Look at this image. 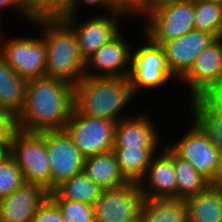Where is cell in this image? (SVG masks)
Returning a JSON list of instances; mask_svg holds the SVG:
<instances>
[{"label": "cell", "mask_w": 222, "mask_h": 222, "mask_svg": "<svg viewBox=\"0 0 222 222\" xmlns=\"http://www.w3.org/2000/svg\"><path fill=\"white\" fill-rule=\"evenodd\" d=\"M217 37L212 33L193 30L178 38L163 42L166 63L178 82L193 66L196 57Z\"/></svg>", "instance_id": "cell-15"}, {"label": "cell", "mask_w": 222, "mask_h": 222, "mask_svg": "<svg viewBox=\"0 0 222 222\" xmlns=\"http://www.w3.org/2000/svg\"><path fill=\"white\" fill-rule=\"evenodd\" d=\"M73 87L47 76L28 80L24 105L16 117L17 129L40 133L64 130L74 108Z\"/></svg>", "instance_id": "cell-1"}, {"label": "cell", "mask_w": 222, "mask_h": 222, "mask_svg": "<svg viewBox=\"0 0 222 222\" xmlns=\"http://www.w3.org/2000/svg\"><path fill=\"white\" fill-rule=\"evenodd\" d=\"M116 10L124 12L127 16H136L146 7L147 0H110Z\"/></svg>", "instance_id": "cell-34"}, {"label": "cell", "mask_w": 222, "mask_h": 222, "mask_svg": "<svg viewBox=\"0 0 222 222\" xmlns=\"http://www.w3.org/2000/svg\"><path fill=\"white\" fill-rule=\"evenodd\" d=\"M1 20H3V19H0V35L2 33V29H1L2 23H1Z\"/></svg>", "instance_id": "cell-39"}, {"label": "cell", "mask_w": 222, "mask_h": 222, "mask_svg": "<svg viewBox=\"0 0 222 222\" xmlns=\"http://www.w3.org/2000/svg\"><path fill=\"white\" fill-rule=\"evenodd\" d=\"M188 104L191 107L192 120L222 152V94L203 95L190 100Z\"/></svg>", "instance_id": "cell-19"}, {"label": "cell", "mask_w": 222, "mask_h": 222, "mask_svg": "<svg viewBox=\"0 0 222 222\" xmlns=\"http://www.w3.org/2000/svg\"><path fill=\"white\" fill-rule=\"evenodd\" d=\"M7 153V150L2 146L0 145V158L5 155Z\"/></svg>", "instance_id": "cell-38"}, {"label": "cell", "mask_w": 222, "mask_h": 222, "mask_svg": "<svg viewBox=\"0 0 222 222\" xmlns=\"http://www.w3.org/2000/svg\"><path fill=\"white\" fill-rule=\"evenodd\" d=\"M48 195L43 187L24 182L10 195L0 199L1 222H32Z\"/></svg>", "instance_id": "cell-17"}, {"label": "cell", "mask_w": 222, "mask_h": 222, "mask_svg": "<svg viewBox=\"0 0 222 222\" xmlns=\"http://www.w3.org/2000/svg\"><path fill=\"white\" fill-rule=\"evenodd\" d=\"M26 84L0 55V108L17 117L24 105Z\"/></svg>", "instance_id": "cell-23"}, {"label": "cell", "mask_w": 222, "mask_h": 222, "mask_svg": "<svg viewBox=\"0 0 222 222\" xmlns=\"http://www.w3.org/2000/svg\"><path fill=\"white\" fill-rule=\"evenodd\" d=\"M101 193L102 189L82 171L59 184L49 193L48 197L50 199H69L93 206Z\"/></svg>", "instance_id": "cell-25"}, {"label": "cell", "mask_w": 222, "mask_h": 222, "mask_svg": "<svg viewBox=\"0 0 222 222\" xmlns=\"http://www.w3.org/2000/svg\"><path fill=\"white\" fill-rule=\"evenodd\" d=\"M60 209L65 222H95L94 207L69 199H51Z\"/></svg>", "instance_id": "cell-30"}, {"label": "cell", "mask_w": 222, "mask_h": 222, "mask_svg": "<svg viewBox=\"0 0 222 222\" xmlns=\"http://www.w3.org/2000/svg\"><path fill=\"white\" fill-rule=\"evenodd\" d=\"M116 122L79 114L74 108L65 130L84 158L112 151Z\"/></svg>", "instance_id": "cell-8"}, {"label": "cell", "mask_w": 222, "mask_h": 222, "mask_svg": "<svg viewBox=\"0 0 222 222\" xmlns=\"http://www.w3.org/2000/svg\"><path fill=\"white\" fill-rule=\"evenodd\" d=\"M121 33L122 30L86 60L85 76L129 78L133 48Z\"/></svg>", "instance_id": "cell-14"}, {"label": "cell", "mask_w": 222, "mask_h": 222, "mask_svg": "<svg viewBox=\"0 0 222 222\" xmlns=\"http://www.w3.org/2000/svg\"><path fill=\"white\" fill-rule=\"evenodd\" d=\"M134 97L128 77L84 76L73 87V105L79 114L116 123L129 117L121 112Z\"/></svg>", "instance_id": "cell-2"}, {"label": "cell", "mask_w": 222, "mask_h": 222, "mask_svg": "<svg viewBox=\"0 0 222 222\" xmlns=\"http://www.w3.org/2000/svg\"><path fill=\"white\" fill-rule=\"evenodd\" d=\"M187 222H222V191L208 186L196 196L185 200Z\"/></svg>", "instance_id": "cell-21"}, {"label": "cell", "mask_w": 222, "mask_h": 222, "mask_svg": "<svg viewBox=\"0 0 222 222\" xmlns=\"http://www.w3.org/2000/svg\"><path fill=\"white\" fill-rule=\"evenodd\" d=\"M28 23L35 19L62 18L66 13L70 0H26Z\"/></svg>", "instance_id": "cell-28"}, {"label": "cell", "mask_w": 222, "mask_h": 222, "mask_svg": "<svg viewBox=\"0 0 222 222\" xmlns=\"http://www.w3.org/2000/svg\"><path fill=\"white\" fill-rule=\"evenodd\" d=\"M92 14L81 22L78 16H63L61 19L75 32L81 56L86 61L102 45L110 41L120 31L121 18L127 16L122 11ZM105 13V15H104ZM120 17V19H118ZM118 19V20H117ZM78 21V22H77ZM81 22V23H79Z\"/></svg>", "instance_id": "cell-10"}, {"label": "cell", "mask_w": 222, "mask_h": 222, "mask_svg": "<svg viewBox=\"0 0 222 222\" xmlns=\"http://www.w3.org/2000/svg\"><path fill=\"white\" fill-rule=\"evenodd\" d=\"M13 9L21 19L28 22V11L26 0H0V19L2 18V11L6 9Z\"/></svg>", "instance_id": "cell-35"}, {"label": "cell", "mask_w": 222, "mask_h": 222, "mask_svg": "<svg viewBox=\"0 0 222 222\" xmlns=\"http://www.w3.org/2000/svg\"><path fill=\"white\" fill-rule=\"evenodd\" d=\"M2 37L3 33L0 55L20 78L28 81L46 76V48L42 37L16 36L5 41Z\"/></svg>", "instance_id": "cell-7"}, {"label": "cell", "mask_w": 222, "mask_h": 222, "mask_svg": "<svg viewBox=\"0 0 222 222\" xmlns=\"http://www.w3.org/2000/svg\"><path fill=\"white\" fill-rule=\"evenodd\" d=\"M158 149V147L112 148V152L124 178L130 183H139Z\"/></svg>", "instance_id": "cell-22"}, {"label": "cell", "mask_w": 222, "mask_h": 222, "mask_svg": "<svg viewBox=\"0 0 222 222\" xmlns=\"http://www.w3.org/2000/svg\"><path fill=\"white\" fill-rule=\"evenodd\" d=\"M16 130V117L11 112L0 108V145L7 151Z\"/></svg>", "instance_id": "cell-31"}, {"label": "cell", "mask_w": 222, "mask_h": 222, "mask_svg": "<svg viewBox=\"0 0 222 222\" xmlns=\"http://www.w3.org/2000/svg\"><path fill=\"white\" fill-rule=\"evenodd\" d=\"M142 36L144 40L147 38V41L145 40L144 45L138 46L139 48H133L129 75L132 93L136 97L140 95L141 90L158 91L161 87L171 83L169 81L175 83L177 80L168 69L162 47L153 43L143 33Z\"/></svg>", "instance_id": "cell-6"}, {"label": "cell", "mask_w": 222, "mask_h": 222, "mask_svg": "<svg viewBox=\"0 0 222 222\" xmlns=\"http://www.w3.org/2000/svg\"><path fill=\"white\" fill-rule=\"evenodd\" d=\"M23 183L22 171L7 152L0 158V199L10 195Z\"/></svg>", "instance_id": "cell-29"}, {"label": "cell", "mask_w": 222, "mask_h": 222, "mask_svg": "<svg viewBox=\"0 0 222 222\" xmlns=\"http://www.w3.org/2000/svg\"><path fill=\"white\" fill-rule=\"evenodd\" d=\"M191 128L184 136L167 146L181 159L188 161L195 170L209 182L212 180L218 164L220 151L209 140L207 134L192 120ZM189 130V131H188Z\"/></svg>", "instance_id": "cell-12"}, {"label": "cell", "mask_w": 222, "mask_h": 222, "mask_svg": "<svg viewBox=\"0 0 222 222\" xmlns=\"http://www.w3.org/2000/svg\"><path fill=\"white\" fill-rule=\"evenodd\" d=\"M210 186L214 187H221L222 186V152L220 153L217 169L216 172L212 178V180L209 182Z\"/></svg>", "instance_id": "cell-37"}, {"label": "cell", "mask_w": 222, "mask_h": 222, "mask_svg": "<svg viewBox=\"0 0 222 222\" xmlns=\"http://www.w3.org/2000/svg\"><path fill=\"white\" fill-rule=\"evenodd\" d=\"M144 18L140 33L161 45L194 30V0L165 4L149 11Z\"/></svg>", "instance_id": "cell-5"}, {"label": "cell", "mask_w": 222, "mask_h": 222, "mask_svg": "<svg viewBox=\"0 0 222 222\" xmlns=\"http://www.w3.org/2000/svg\"><path fill=\"white\" fill-rule=\"evenodd\" d=\"M31 23L39 27L46 48V76L75 86L85 76L86 66L75 32L61 18Z\"/></svg>", "instance_id": "cell-3"}, {"label": "cell", "mask_w": 222, "mask_h": 222, "mask_svg": "<svg viewBox=\"0 0 222 222\" xmlns=\"http://www.w3.org/2000/svg\"><path fill=\"white\" fill-rule=\"evenodd\" d=\"M177 1H183V0H147L146 7L137 16H139V18L143 20L142 16L144 17L149 11L156 9L160 6H163L165 4Z\"/></svg>", "instance_id": "cell-36"}, {"label": "cell", "mask_w": 222, "mask_h": 222, "mask_svg": "<svg viewBox=\"0 0 222 222\" xmlns=\"http://www.w3.org/2000/svg\"><path fill=\"white\" fill-rule=\"evenodd\" d=\"M83 2L85 3L84 5L90 6H98V8L103 9L107 11L106 13L117 11L110 0H70L67 13L64 16H77L79 14L78 11L81 5H83ZM81 4V5H80Z\"/></svg>", "instance_id": "cell-33"}, {"label": "cell", "mask_w": 222, "mask_h": 222, "mask_svg": "<svg viewBox=\"0 0 222 222\" xmlns=\"http://www.w3.org/2000/svg\"><path fill=\"white\" fill-rule=\"evenodd\" d=\"M179 81L190 89L189 100L203 95L222 94V37L196 57L193 66Z\"/></svg>", "instance_id": "cell-9"}, {"label": "cell", "mask_w": 222, "mask_h": 222, "mask_svg": "<svg viewBox=\"0 0 222 222\" xmlns=\"http://www.w3.org/2000/svg\"><path fill=\"white\" fill-rule=\"evenodd\" d=\"M160 154L153 156L147 171L139 182L144 199L177 198V181L173 165V151L163 145Z\"/></svg>", "instance_id": "cell-16"}, {"label": "cell", "mask_w": 222, "mask_h": 222, "mask_svg": "<svg viewBox=\"0 0 222 222\" xmlns=\"http://www.w3.org/2000/svg\"><path fill=\"white\" fill-rule=\"evenodd\" d=\"M51 192L63 181L83 171L84 157L66 130L46 131Z\"/></svg>", "instance_id": "cell-13"}, {"label": "cell", "mask_w": 222, "mask_h": 222, "mask_svg": "<svg viewBox=\"0 0 222 222\" xmlns=\"http://www.w3.org/2000/svg\"><path fill=\"white\" fill-rule=\"evenodd\" d=\"M32 222H65L59 207L49 198L40 205Z\"/></svg>", "instance_id": "cell-32"}, {"label": "cell", "mask_w": 222, "mask_h": 222, "mask_svg": "<svg viewBox=\"0 0 222 222\" xmlns=\"http://www.w3.org/2000/svg\"><path fill=\"white\" fill-rule=\"evenodd\" d=\"M146 113L131 115L115 125L113 148L158 147L161 134Z\"/></svg>", "instance_id": "cell-18"}, {"label": "cell", "mask_w": 222, "mask_h": 222, "mask_svg": "<svg viewBox=\"0 0 222 222\" xmlns=\"http://www.w3.org/2000/svg\"><path fill=\"white\" fill-rule=\"evenodd\" d=\"M144 201L139 183H128L114 189L102 190L93 205L95 222L139 221Z\"/></svg>", "instance_id": "cell-11"}, {"label": "cell", "mask_w": 222, "mask_h": 222, "mask_svg": "<svg viewBox=\"0 0 222 222\" xmlns=\"http://www.w3.org/2000/svg\"><path fill=\"white\" fill-rule=\"evenodd\" d=\"M23 174L24 182L37 184L51 192V174L45 132L17 129L7 151Z\"/></svg>", "instance_id": "cell-4"}, {"label": "cell", "mask_w": 222, "mask_h": 222, "mask_svg": "<svg viewBox=\"0 0 222 222\" xmlns=\"http://www.w3.org/2000/svg\"><path fill=\"white\" fill-rule=\"evenodd\" d=\"M173 165L177 181V198L186 200L196 196L209 186V181L200 175L186 160L173 152Z\"/></svg>", "instance_id": "cell-26"}, {"label": "cell", "mask_w": 222, "mask_h": 222, "mask_svg": "<svg viewBox=\"0 0 222 222\" xmlns=\"http://www.w3.org/2000/svg\"><path fill=\"white\" fill-rule=\"evenodd\" d=\"M194 30L222 37V2L194 0Z\"/></svg>", "instance_id": "cell-27"}, {"label": "cell", "mask_w": 222, "mask_h": 222, "mask_svg": "<svg viewBox=\"0 0 222 222\" xmlns=\"http://www.w3.org/2000/svg\"><path fill=\"white\" fill-rule=\"evenodd\" d=\"M83 172L102 190L129 183L121 174L112 151L84 158Z\"/></svg>", "instance_id": "cell-20"}, {"label": "cell", "mask_w": 222, "mask_h": 222, "mask_svg": "<svg viewBox=\"0 0 222 222\" xmlns=\"http://www.w3.org/2000/svg\"><path fill=\"white\" fill-rule=\"evenodd\" d=\"M139 222H187L185 200L178 198L144 199Z\"/></svg>", "instance_id": "cell-24"}]
</instances>
